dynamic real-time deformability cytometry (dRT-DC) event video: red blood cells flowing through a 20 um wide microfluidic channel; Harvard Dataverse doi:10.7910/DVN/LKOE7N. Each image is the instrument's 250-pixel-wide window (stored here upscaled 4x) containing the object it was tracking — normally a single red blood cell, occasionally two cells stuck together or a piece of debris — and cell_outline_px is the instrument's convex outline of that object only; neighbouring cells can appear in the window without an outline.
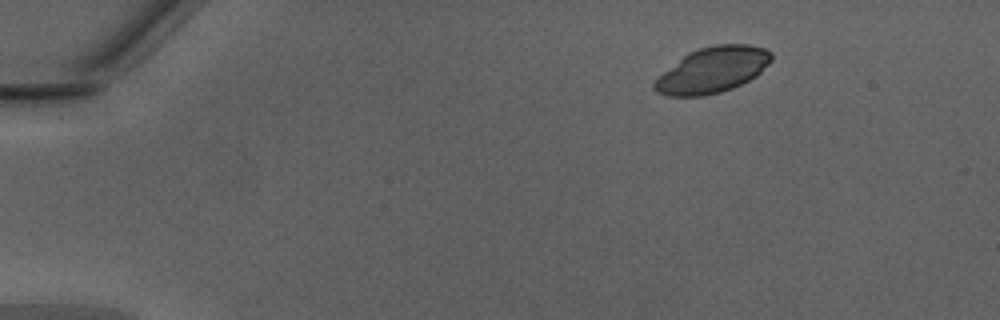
{"species": "Egyptian fruit bat (a non-hibernating species)", "species_latin": "Rousettus aegyptiacus", "temperature_condition": "warm", "stored_images_in_passage": 42, "camera_frame_rate_fps": 3000, "um_per_image_px": 0.085, "animal": {"sex": "male"}, "frame": {"image": 1, "passage_image": 1, "time_ms": 0.0, "image_size_px": [1000, 320], "cell_outline_px": [[772, 60], [756, 76], [732, 88], [720, 92], [700, 96], [668, 96], [656, 92], [652, 88], [652, 84], [664, 72], [688, 52], [700, 48], [716, 44], [748, 44], [764, 48], [772, 52]], "centroid_in_image_um": [60.57, 5.94], "position_along_channel_um": 24.4, "area_um2": 30.87}}